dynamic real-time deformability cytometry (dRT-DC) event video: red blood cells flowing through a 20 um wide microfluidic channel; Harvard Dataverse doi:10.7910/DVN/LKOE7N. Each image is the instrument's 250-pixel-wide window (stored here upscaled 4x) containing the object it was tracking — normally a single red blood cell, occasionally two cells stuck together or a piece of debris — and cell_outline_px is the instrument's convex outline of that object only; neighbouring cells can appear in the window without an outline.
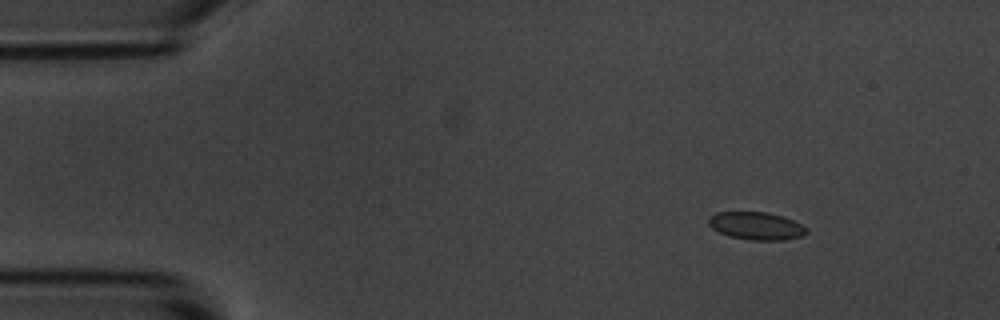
{"species": "common noctule bat (a hibernating species)", "species_latin": "Nyctalus noctula", "temperature_condition": "room temperature", "stored_images_in_passage": 9, "camera_frame_rate_fps": 3000, "um_per_image_px": 0.085, "animal": {"sex": "male", "body_mass_g": 20.1, "forearm_length_mm": 53.5}, "frame": {"image": 1, "passage_image": 2, "time_ms": 1.0, "image_size_px": [1000, 320], "cell_outline_px": [[808, 232], [804, 236], [784, 240], [752, 240], [728, 236], [712, 228], [708, 224], [708, 216], [716, 212], [768, 212], [792, 220], [800, 224]], "centroid_in_image_um": [64.25, 19.2], "position_along_channel_um": 20.8, "area_um2": 15.78}}
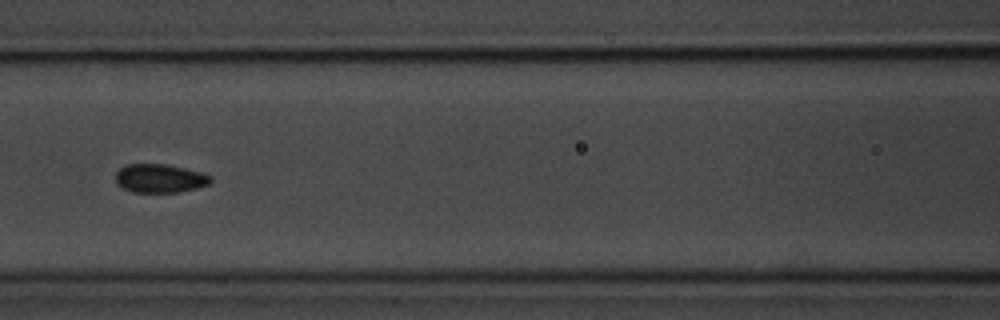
{"frame": {"image": 2, "passage_image": 7, "time_ms": 6.667, "image_size_px": [1000, 320], "cell_outline_px": [[212, 180], [208, 184], [196, 188], [176, 192], [132, 192], [116, 184], [116, 172], [120, 168], [128, 164], [168, 164], [204, 172], [212, 176]], "centroid_in_image_um": [13.6, 15.15], "position_along_channel_um": 153.0, "area_um2": 15.95}}
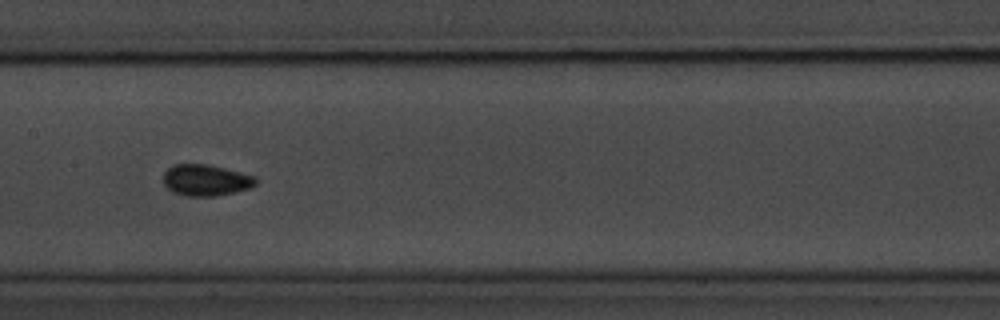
{"frame": {"image": 3, "passage_image": 8, "time_ms": 7.667, "image_size_px": [1000, 320], "cell_outline_px": [[256, 184], [252, 188], [236, 192], [216, 196], [184, 196], [172, 192], [164, 184], [164, 172], [172, 164], [208, 164], [256, 176]], "centroid_in_image_um": [17.5, 15.32], "position_along_channel_um": 189.9, "area_um2": 17.05}}